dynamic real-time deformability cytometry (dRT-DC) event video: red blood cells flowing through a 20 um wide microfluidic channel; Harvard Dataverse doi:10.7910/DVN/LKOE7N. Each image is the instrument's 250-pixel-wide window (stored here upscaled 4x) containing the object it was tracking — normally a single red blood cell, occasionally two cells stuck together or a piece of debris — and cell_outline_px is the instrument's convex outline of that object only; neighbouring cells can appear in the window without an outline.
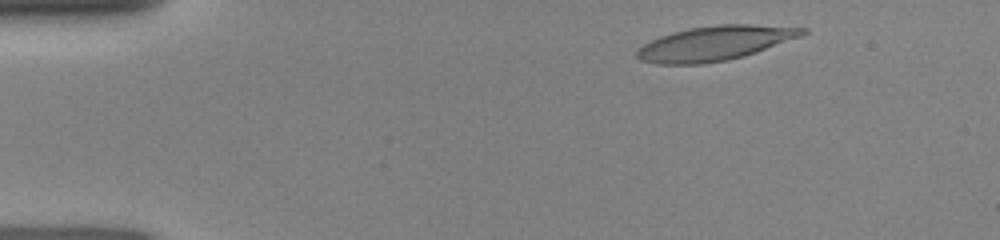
{"species": "human", "species_latin": "Homo sapiens", "temperature_condition": "room temperature", "stored_images_in_passage": 45, "camera_frame_rate_fps": 3000, "um_per_image_px": 0.085, "donor": {"sex": "female"}, "frame": {"image": 1, "passage_image": 4, "time_ms": 1.0, "image_size_px": [1000, 240], "cell_outline_px": [[808, 32], [804, 36], [744, 56], [728, 60], [704, 64], [656, 64], [640, 60], [636, 56], [636, 52], [644, 44], [660, 36], [672, 32], [688, 28], [720, 24], [748, 24], [808, 28]], "centroid_in_image_um": [60.81, 3.67], "position_along_channel_um": 24.2, "area_um2": 33.47}}
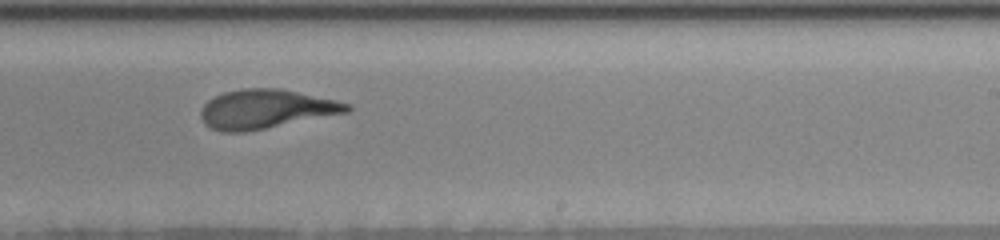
{"frame": {"image": 2, "passage_image": 27, "time_ms": 8.667, "image_size_px": [1000, 240], "cell_outline_px": [[352, 108], [348, 112], [244, 132], [220, 132], [204, 124], [200, 116], [200, 108], [208, 100], [224, 92], [244, 88], [280, 88], [336, 100], [352, 104]], "centroid_in_image_um": [22.58, 9.26], "position_along_channel_um": 266.4, "area_um2": 33.18}}
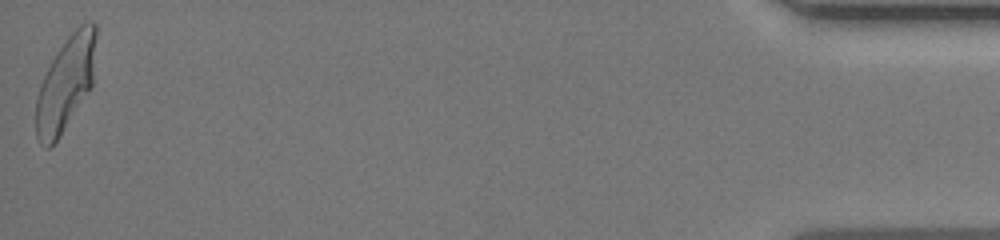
{"frame": {"image": 3, "passage_image": 45, "time_ms": 14.667, "image_size_px": [1000, 240], "cell_outline_px": [[96, 36], [92, 88], [60, 136], [48, 148], [44, 148], [40, 144], [36, 136], [36, 96], [40, 84], [56, 52], [68, 36], [80, 24], [88, 20], [92, 20], [96, 24]], "centroid_in_image_um": [5.59, 7.1], "position_along_channel_um": 429.6, "area_um2": 33.18}}